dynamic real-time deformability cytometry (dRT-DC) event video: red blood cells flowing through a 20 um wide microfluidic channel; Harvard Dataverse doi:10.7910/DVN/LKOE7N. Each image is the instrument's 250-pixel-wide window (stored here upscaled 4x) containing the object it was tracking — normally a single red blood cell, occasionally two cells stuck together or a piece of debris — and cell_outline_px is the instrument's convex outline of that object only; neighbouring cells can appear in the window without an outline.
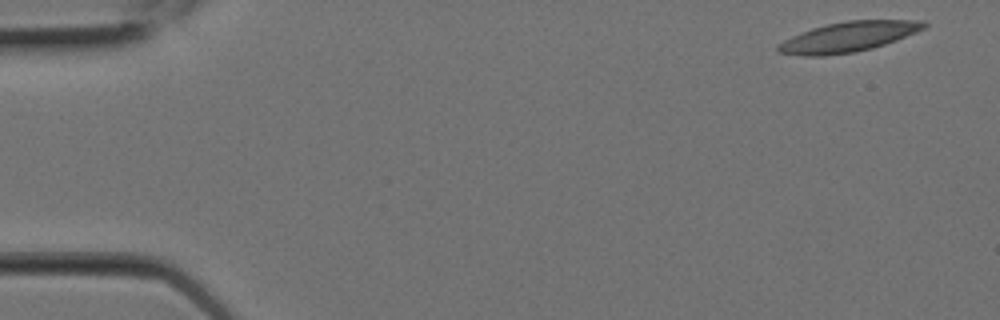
{"species": "Egyptian fruit bat (a non-hibernating species)", "species_latin": "Rousettus aegyptiacus", "temperature_condition": "room temperature", "stored_images_in_passage": 6, "camera_frame_rate_fps": 3000, "um_per_image_px": 0.085, "animal": {"sex": "female"}, "frame": {"image": 1, "passage_image": 1, "time_ms": 0.0, "image_size_px": [1000, 320], "cell_outline_px": [[928, 24], [924, 28], [916, 32], [896, 40], [872, 48], [856, 52], [824, 56], [804, 56], [776, 52], [776, 44], [792, 36], [812, 28], [828, 24], [848, 20], [924, 20]], "centroid_in_image_um": [72.08, 3.14], "position_along_channel_um": 12.9, "area_um2": 25.55}}
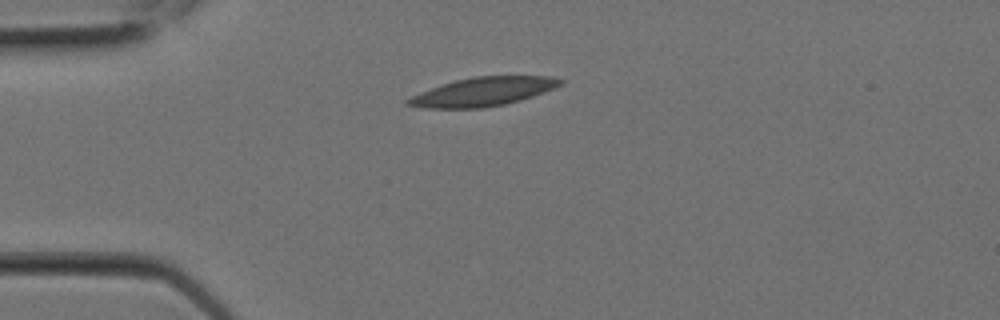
{"frame": {"image": 2, "passage_image": 5, "time_ms": 1.333, "image_size_px": [1000, 320], "cell_outline_px": [[564, 84], [544, 92], [520, 100], [504, 104], [484, 108], [424, 108], [404, 104], [404, 100], [420, 92], [456, 80], [476, 76], [552, 76], [564, 80]], "centroid_in_image_um": [41.07, 7.8], "position_along_channel_um": 43.9, "area_um2": 25.37}}